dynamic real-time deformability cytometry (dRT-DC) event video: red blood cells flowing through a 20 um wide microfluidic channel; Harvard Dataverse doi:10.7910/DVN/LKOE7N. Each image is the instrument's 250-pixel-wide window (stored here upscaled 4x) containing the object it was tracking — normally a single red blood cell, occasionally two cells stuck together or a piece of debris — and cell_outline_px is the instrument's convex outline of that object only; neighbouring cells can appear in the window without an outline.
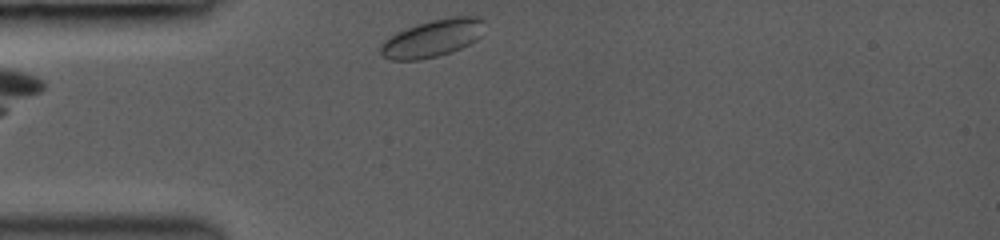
{"species": "common noctule bat (a hibernating species)", "species_latin": "Nyctalus noctula", "temperature_condition": "room temperature", "stored_images_in_passage": 27, "camera_frame_rate_fps": 3000, "um_per_image_px": 0.085, "animal": {"sex": "female", "body_mass_g": 19.0, "forearm_length_mm": 53.3}, "frame": {"image": 1, "passage_image": 1, "time_ms": 0.0, "image_size_px": [1000, 240], "cell_outline_px": [[484, 20], [480, 36], [476, 40], [452, 52], [420, 60], [392, 60], [384, 56], [380, 52], [380, 44], [384, 40], [396, 32], [416, 24], [432, 20], [452, 16], [476, 16]], "centroid_in_image_um": [36.74, 3.25], "position_along_channel_um": 48.3, "area_um2": 22.54}}
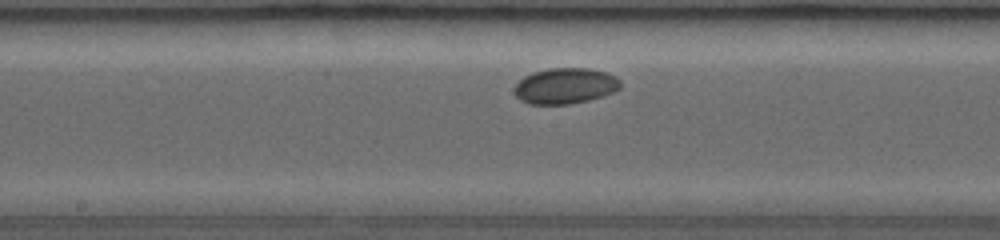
{"frame": {"image": 2, "passage_image": 12, "time_ms": 4.333, "image_size_px": [1000, 240], "cell_outline_px": [[620, 88], [612, 92], [588, 100], [568, 104], [528, 104], [520, 100], [516, 96], [512, 88], [524, 76], [548, 68], [588, 68], [608, 72], [616, 76], [620, 80]], "centroid_in_image_um": [48.03, 7.29], "position_along_channel_um": 200.2, "area_um2": 22.14}}
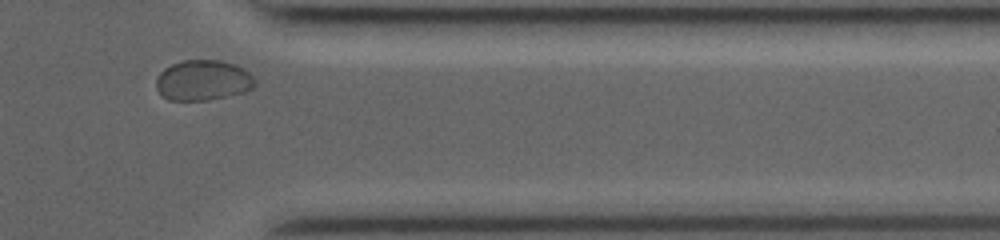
{"frame": {"image": 3, "passage_image": 26, "time_ms": 9.333, "image_size_px": [1000, 240], "cell_outline_px": [[256, 84], [252, 88], [244, 92], [228, 96], [208, 100], [168, 100], [156, 88], [156, 80], [160, 72], [164, 68], [180, 60], [220, 60], [236, 64], [248, 72], [256, 80]], "centroid_in_image_um": [17.26, 6.82], "position_along_channel_um": 394.1, "area_um2": 23.35}, "authors_computed_cell_mechanics": {"area_um2": 21.7906, "velocity_mm_per_s": 3.8355, "shape_relaxation_time_tau1_ms": 1.7373, "shape_relaxation_time_tau2_ms": null, "deformation_change_tau1": 0.0299, "deformation_change_tau2": null}}